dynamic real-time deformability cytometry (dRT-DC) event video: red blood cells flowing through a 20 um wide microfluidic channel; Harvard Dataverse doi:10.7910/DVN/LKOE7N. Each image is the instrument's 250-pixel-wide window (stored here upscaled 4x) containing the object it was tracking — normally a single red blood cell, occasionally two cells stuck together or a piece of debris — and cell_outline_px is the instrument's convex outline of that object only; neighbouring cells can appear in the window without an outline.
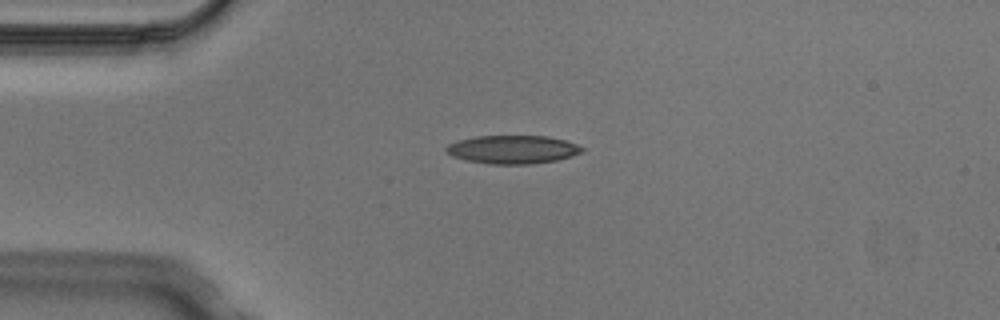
{"species": "Egyptian fruit bat (a non-hibernating species)", "species_latin": "Rousettus aegyptiacus", "temperature_condition": "cold", "stored_images_in_passage": 4, "camera_frame_rate_fps": 3000, "um_per_image_px": 0.085, "animal": {"sex": "male"}, "frame": {"image": 1, "passage_image": 1, "time_ms": 0.0, "image_size_px": [1000, 320], "cell_outline_px": [[584, 148], [580, 152], [572, 156], [556, 160], [532, 164], [488, 164], [468, 160], [452, 156], [444, 148], [448, 144], [456, 140], [476, 136], [548, 136], [564, 140], [576, 144]], "centroid_in_image_um": [43.55, 12.7], "position_along_channel_um": 41.5, "area_um2": 22.37}}
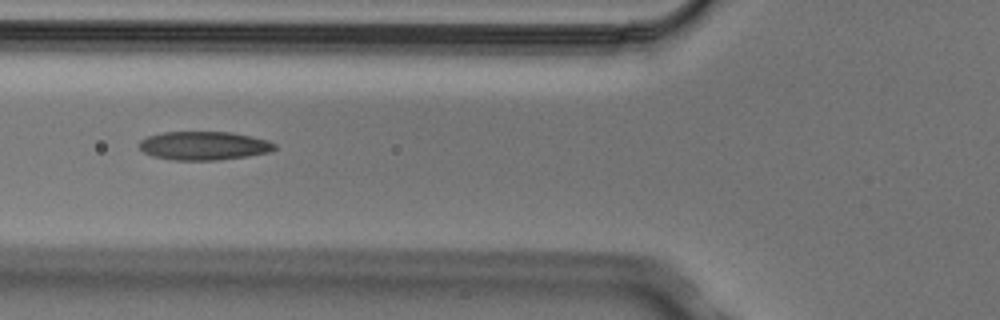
{"frame": {"image": 2, "passage_image": 3, "time_ms": 0.667, "image_size_px": [1000, 320], "cell_outline_px": [[276, 148], [272, 152], [248, 156], [220, 160], [172, 160], [152, 156], [144, 152], [140, 148], [140, 140], [148, 136], [164, 132], [232, 132], [252, 136], [268, 140], [276, 144]], "centroid_in_image_um": [17.37, 12.39], "position_along_channel_um": 108.4, "area_um2": 22.72}}
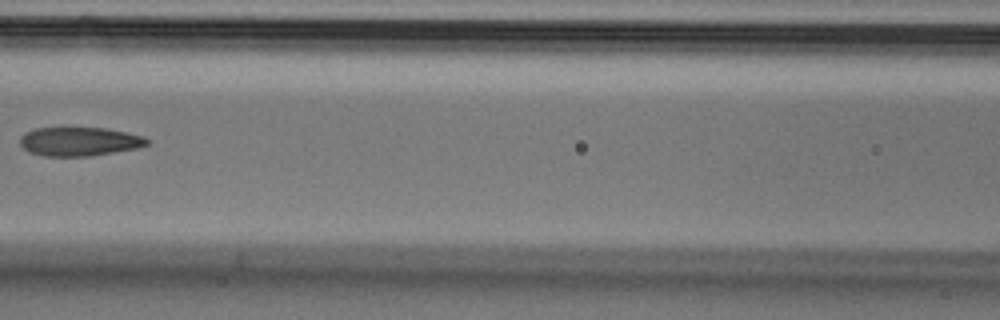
{"frame": {"image": 3, "passage_image": 4, "time_ms": 1.0, "image_size_px": [1000, 320], "cell_outline_px": [[152, 140], [148, 144], [136, 148], [92, 156], [40, 156], [28, 152], [20, 144], [20, 136], [24, 132], [36, 128], [60, 124], [64, 124], [104, 128], [128, 132], [144, 136]], "centroid_in_image_um": [6.7, 11.97], "position_along_channel_um": 159.9, "area_um2": 22.6}}